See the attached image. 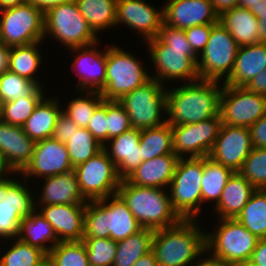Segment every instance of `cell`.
<instances>
[{"mask_svg": "<svg viewBox=\"0 0 266 266\" xmlns=\"http://www.w3.org/2000/svg\"><path fill=\"white\" fill-rule=\"evenodd\" d=\"M258 0H237V7L250 10Z\"/></svg>", "mask_w": 266, "mask_h": 266, "instance_id": "62", "label": "cell"}, {"mask_svg": "<svg viewBox=\"0 0 266 266\" xmlns=\"http://www.w3.org/2000/svg\"><path fill=\"white\" fill-rule=\"evenodd\" d=\"M253 147L266 149V115L249 127Z\"/></svg>", "mask_w": 266, "mask_h": 266, "instance_id": "50", "label": "cell"}, {"mask_svg": "<svg viewBox=\"0 0 266 266\" xmlns=\"http://www.w3.org/2000/svg\"><path fill=\"white\" fill-rule=\"evenodd\" d=\"M70 162L75 168L99 153L103 146L93 137L87 128L79 127L65 143Z\"/></svg>", "mask_w": 266, "mask_h": 266, "instance_id": "41", "label": "cell"}, {"mask_svg": "<svg viewBox=\"0 0 266 266\" xmlns=\"http://www.w3.org/2000/svg\"><path fill=\"white\" fill-rule=\"evenodd\" d=\"M253 148L249 128L222 124L208 156L239 172Z\"/></svg>", "mask_w": 266, "mask_h": 266, "instance_id": "19", "label": "cell"}, {"mask_svg": "<svg viewBox=\"0 0 266 266\" xmlns=\"http://www.w3.org/2000/svg\"><path fill=\"white\" fill-rule=\"evenodd\" d=\"M236 219L257 238H265L266 189H256Z\"/></svg>", "mask_w": 266, "mask_h": 266, "instance_id": "38", "label": "cell"}, {"mask_svg": "<svg viewBox=\"0 0 266 266\" xmlns=\"http://www.w3.org/2000/svg\"><path fill=\"white\" fill-rule=\"evenodd\" d=\"M27 182L19 175L7 187L5 197L0 202V241L17 238L21 220L36 209L35 194L29 187L33 184Z\"/></svg>", "mask_w": 266, "mask_h": 266, "instance_id": "16", "label": "cell"}, {"mask_svg": "<svg viewBox=\"0 0 266 266\" xmlns=\"http://www.w3.org/2000/svg\"><path fill=\"white\" fill-rule=\"evenodd\" d=\"M215 24L197 25L184 30L187 41L190 43L193 51L200 56L205 50L206 44L209 40L212 27Z\"/></svg>", "mask_w": 266, "mask_h": 266, "instance_id": "48", "label": "cell"}, {"mask_svg": "<svg viewBox=\"0 0 266 266\" xmlns=\"http://www.w3.org/2000/svg\"><path fill=\"white\" fill-rule=\"evenodd\" d=\"M46 90L36 82L10 71L0 75V104L29 95H46Z\"/></svg>", "mask_w": 266, "mask_h": 266, "instance_id": "40", "label": "cell"}, {"mask_svg": "<svg viewBox=\"0 0 266 266\" xmlns=\"http://www.w3.org/2000/svg\"><path fill=\"white\" fill-rule=\"evenodd\" d=\"M204 157L179 158L168 191L173 209L182 219L201 214V182Z\"/></svg>", "mask_w": 266, "mask_h": 266, "instance_id": "9", "label": "cell"}, {"mask_svg": "<svg viewBox=\"0 0 266 266\" xmlns=\"http://www.w3.org/2000/svg\"><path fill=\"white\" fill-rule=\"evenodd\" d=\"M256 17L258 16V12H266V0H258L254 7L249 10Z\"/></svg>", "mask_w": 266, "mask_h": 266, "instance_id": "61", "label": "cell"}, {"mask_svg": "<svg viewBox=\"0 0 266 266\" xmlns=\"http://www.w3.org/2000/svg\"><path fill=\"white\" fill-rule=\"evenodd\" d=\"M45 41L35 42L28 45L12 46L10 50L8 71L25 77L36 82L39 86H45L41 83L38 73L43 62L41 45Z\"/></svg>", "mask_w": 266, "mask_h": 266, "instance_id": "32", "label": "cell"}, {"mask_svg": "<svg viewBox=\"0 0 266 266\" xmlns=\"http://www.w3.org/2000/svg\"><path fill=\"white\" fill-rule=\"evenodd\" d=\"M53 95L44 96L22 126L25 134L35 142L53 136L58 116L62 111L61 106L64 103L58 99L59 96Z\"/></svg>", "mask_w": 266, "mask_h": 266, "instance_id": "28", "label": "cell"}, {"mask_svg": "<svg viewBox=\"0 0 266 266\" xmlns=\"http://www.w3.org/2000/svg\"><path fill=\"white\" fill-rule=\"evenodd\" d=\"M246 266H266V237L258 240Z\"/></svg>", "mask_w": 266, "mask_h": 266, "instance_id": "51", "label": "cell"}, {"mask_svg": "<svg viewBox=\"0 0 266 266\" xmlns=\"http://www.w3.org/2000/svg\"><path fill=\"white\" fill-rule=\"evenodd\" d=\"M11 241L14 242L11 243ZM1 243L5 245L1 247ZM0 244V248L4 250L1 252L2 255L0 253V266H39L47 258V254L40 248L31 246L18 238L0 241Z\"/></svg>", "mask_w": 266, "mask_h": 266, "instance_id": "37", "label": "cell"}, {"mask_svg": "<svg viewBox=\"0 0 266 266\" xmlns=\"http://www.w3.org/2000/svg\"><path fill=\"white\" fill-rule=\"evenodd\" d=\"M74 171L80 190L88 201L117 194L122 180L114 162L104 149L88 161L76 166Z\"/></svg>", "mask_w": 266, "mask_h": 266, "instance_id": "13", "label": "cell"}, {"mask_svg": "<svg viewBox=\"0 0 266 266\" xmlns=\"http://www.w3.org/2000/svg\"><path fill=\"white\" fill-rule=\"evenodd\" d=\"M108 140L132 128L129 116L118 100H107Z\"/></svg>", "mask_w": 266, "mask_h": 266, "instance_id": "46", "label": "cell"}, {"mask_svg": "<svg viewBox=\"0 0 266 266\" xmlns=\"http://www.w3.org/2000/svg\"><path fill=\"white\" fill-rule=\"evenodd\" d=\"M44 18V40L55 39L65 49L87 46L101 40L89 27L75 0L49 8Z\"/></svg>", "mask_w": 266, "mask_h": 266, "instance_id": "8", "label": "cell"}, {"mask_svg": "<svg viewBox=\"0 0 266 266\" xmlns=\"http://www.w3.org/2000/svg\"><path fill=\"white\" fill-rule=\"evenodd\" d=\"M141 229L143 228L118 194L90 200L86 204L83 238H111L119 242Z\"/></svg>", "mask_w": 266, "mask_h": 266, "instance_id": "4", "label": "cell"}, {"mask_svg": "<svg viewBox=\"0 0 266 266\" xmlns=\"http://www.w3.org/2000/svg\"><path fill=\"white\" fill-rule=\"evenodd\" d=\"M42 179L39 181H42L43 186L41 184V188L36 187L38 190L35 191L38 193L34 191L35 206L87 204L88 200L83 196L80 190L74 170ZM39 191H41V193ZM38 196L39 198L37 199Z\"/></svg>", "mask_w": 266, "mask_h": 266, "instance_id": "24", "label": "cell"}, {"mask_svg": "<svg viewBox=\"0 0 266 266\" xmlns=\"http://www.w3.org/2000/svg\"><path fill=\"white\" fill-rule=\"evenodd\" d=\"M100 42L98 40L87 46L68 49L75 54L70 69L78 77L76 91L101 92L105 87L107 47L99 50Z\"/></svg>", "mask_w": 266, "mask_h": 266, "instance_id": "17", "label": "cell"}, {"mask_svg": "<svg viewBox=\"0 0 266 266\" xmlns=\"http://www.w3.org/2000/svg\"><path fill=\"white\" fill-rule=\"evenodd\" d=\"M28 3L33 4L44 13L51 7L68 3L72 0H27Z\"/></svg>", "mask_w": 266, "mask_h": 266, "instance_id": "56", "label": "cell"}, {"mask_svg": "<svg viewBox=\"0 0 266 266\" xmlns=\"http://www.w3.org/2000/svg\"><path fill=\"white\" fill-rule=\"evenodd\" d=\"M44 12L31 3L0 10V43L28 45L44 41Z\"/></svg>", "mask_w": 266, "mask_h": 266, "instance_id": "11", "label": "cell"}, {"mask_svg": "<svg viewBox=\"0 0 266 266\" xmlns=\"http://www.w3.org/2000/svg\"><path fill=\"white\" fill-rule=\"evenodd\" d=\"M17 238L31 246L40 248L46 254L59 243L52 225L37 209L21 220Z\"/></svg>", "mask_w": 266, "mask_h": 266, "instance_id": "31", "label": "cell"}, {"mask_svg": "<svg viewBox=\"0 0 266 266\" xmlns=\"http://www.w3.org/2000/svg\"><path fill=\"white\" fill-rule=\"evenodd\" d=\"M80 13L93 32H99L115 27L117 0H75Z\"/></svg>", "mask_w": 266, "mask_h": 266, "instance_id": "34", "label": "cell"}, {"mask_svg": "<svg viewBox=\"0 0 266 266\" xmlns=\"http://www.w3.org/2000/svg\"><path fill=\"white\" fill-rule=\"evenodd\" d=\"M139 147L143 161L165 154H175L171 125L166 122L157 127L141 130Z\"/></svg>", "mask_w": 266, "mask_h": 266, "instance_id": "35", "label": "cell"}, {"mask_svg": "<svg viewBox=\"0 0 266 266\" xmlns=\"http://www.w3.org/2000/svg\"><path fill=\"white\" fill-rule=\"evenodd\" d=\"M39 266H54L48 258H46Z\"/></svg>", "mask_w": 266, "mask_h": 266, "instance_id": "63", "label": "cell"}, {"mask_svg": "<svg viewBox=\"0 0 266 266\" xmlns=\"http://www.w3.org/2000/svg\"><path fill=\"white\" fill-rule=\"evenodd\" d=\"M10 50L11 47L0 43V75L8 71Z\"/></svg>", "mask_w": 266, "mask_h": 266, "instance_id": "57", "label": "cell"}, {"mask_svg": "<svg viewBox=\"0 0 266 266\" xmlns=\"http://www.w3.org/2000/svg\"><path fill=\"white\" fill-rule=\"evenodd\" d=\"M255 190L240 172H234L213 207L217 219H236Z\"/></svg>", "mask_w": 266, "mask_h": 266, "instance_id": "27", "label": "cell"}, {"mask_svg": "<svg viewBox=\"0 0 266 266\" xmlns=\"http://www.w3.org/2000/svg\"><path fill=\"white\" fill-rule=\"evenodd\" d=\"M44 96L29 95L0 104V120L4 123L22 127Z\"/></svg>", "mask_w": 266, "mask_h": 266, "instance_id": "43", "label": "cell"}, {"mask_svg": "<svg viewBox=\"0 0 266 266\" xmlns=\"http://www.w3.org/2000/svg\"><path fill=\"white\" fill-rule=\"evenodd\" d=\"M117 194L144 229L155 231L182 220L173 209L168 189L133 185L122 179Z\"/></svg>", "mask_w": 266, "mask_h": 266, "instance_id": "5", "label": "cell"}, {"mask_svg": "<svg viewBox=\"0 0 266 266\" xmlns=\"http://www.w3.org/2000/svg\"><path fill=\"white\" fill-rule=\"evenodd\" d=\"M107 100L96 108L86 127L93 137L103 146L108 141Z\"/></svg>", "mask_w": 266, "mask_h": 266, "instance_id": "47", "label": "cell"}, {"mask_svg": "<svg viewBox=\"0 0 266 266\" xmlns=\"http://www.w3.org/2000/svg\"><path fill=\"white\" fill-rule=\"evenodd\" d=\"M163 4V23L187 29L197 25L216 24L218 15L210 0H167Z\"/></svg>", "mask_w": 266, "mask_h": 266, "instance_id": "22", "label": "cell"}, {"mask_svg": "<svg viewBox=\"0 0 266 266\" xmlns=\"http://www.w3.org/2000/svg\"><path fill=\"white\" fill-rule=\"evenodd\" d=\"M199 223V219H182L154 231L152 251L158 266H190L206 251V231Z\"/></svg>", "mask_w": 266, "mask_h": 266, "instance_id": "3", "label": "cell"}, {"mask_svg": "<svg viewBox=\"0 0 266 266\" xmlns=\"http://www.w3.org/2000/svg\"><path fill=\"white\" fill-rule=\"evenodd\" d=\"M35 144L21 126L0 120V160L5 172L20 174L31 161Z\"/></svg>", "mask_w": 266, "mask_h": 266, "instance_id": "21", "label": "cell"}, {"mask_svg": "<svg viewBox=\"0 0 266 266\" xmlns=\"http://www.w3.org/2000/svg\"><path fill=\"white\" fill-rule=\"evenodd\" d=\"M47 258L54 266H90L83 241L59 242Z\"/></svg>", "mask_w": 266, "mask_h": 266, "instance_id": "42", "label": "cell"}, {"mask_svg": "<svg viewBox=\"0 0 266 266\" xmlns=\"http://www.w3.org/2000/svg\"><path fill=\"white\" fill-rule=\"evenodd\" d=\"M115 27L124 25L139 33L143 44L157 37L163 23V7L156 9L146 0H117Z\"/></svg>", "mask_w": 266, "mask_h": 266, "instance_id": "20", "label": "cell"}, {"mask_svg": "<svg viewBox=\"0 0 266 266\" xmlns=\"http://www.w3.org/2000/svg\"><path fill=\"white\" fill-rule=\"evenodd\" d=\"M266 115V96L245 87L224 85L220 100L222 124L249 128Z\"/></svg>", "mask_w": 266, "mask_h": 266, "instance_id": "14", "label": "cell"}, {"mask_svg": "<svg viewBox=\"0 0 266 266\" xmlns=\"http://www.w3.org/2000/svg\"><path fill=\"white\" fill-rule=\"evenodd\" d=\"M78 128L79 127L73 123L70 117L61 111L58 116L52 137L65 144L71 139V135L74 133V131H77Z\"/></svg>", "mask_w": 266, "mask_h": 266, "instance_id": "49", "label": "cell"}, {"mask_svg": "<svg viewBox=\"0 0 266 266\" xmlns=\"http://www.w3.org/2000/svg\"><path fill=\"white\" fill-rule=\"evenodd\" d=\"M221 125L219 115L198 123L171 126L174 153L179 158L208 156Z\"/></svg>", "mask_w": 266, "mask_h": 266, "instance_id": "15", "label": "cell"}, {"mask_svg": "<svg viewBox=\"0 0 266 266\" xmlns=\"http://www.w3.org/2000/svg\"><path fill=\"white\" fill-rule=\"evenodd\" d=\"M239 172L255 189H266V149L254 147Z\"/></svg>", "mask_w": 266, "mask_h": 266, "instance_id": "44", "label": "cell"}, {"mask_svg": "<svg viewBox=\"0 0 266 266\" xmlns=\"http://www.w3.org/2000/svg\"><path fill=\"white\" fill-rule=\"evenodd\" d=\"M233 173L232 169L214 161L209 156L204 157L201 182V211L204 210V208L202 209L204 203L212 202L213 206H215L219 202L223 188Z\"/></svg>", "mask_w": 266, "mask_h": 266, "instance_id": "33", "label": "cell"}, {"mask_svg": "<svg viewBox=\"0 0 266 266\" xmlns=\"http://www.w3.org/2000/svg\"><path fill=\"white\" fill-rule=\"evenodd\" d=\"M216 226L205 232L206 251L230 266H246L259 238L237 219H218Z\"/></svg>", "mask_w": 266, "mask_h": 266, "instance_id": "6", "label": "cell"}, {"mask_svg": "<svg viewBox=\"0 0 266 266\" xmlns=\"http://www.w3.org/2000/svg\"><path fill=\"white\" fill-rule=\"evenodd\" d=\"M140 133L141 130L131 128L103 145L121 179H125L143 162L139 147Z\"/></svg>", "mask_w": 266, "mask_h": 266, "instance_id": "25", "label": "cell"}, {"mask_svg": "<svg viewBox=\"0 0 266 266\" xmlns=\"http://www.w3.org/2000/svg\"><path fill=\"white\" fill-rule=\"evenodd\" d=\"M90 266H112L117 242L111 238H83Z\"/></svg>", "mask_w": 266, "mask_h": 266, "instance_id": "45", "label": "cell"}, {"mask_svg": "<svg viewBox=\"0 0 266 266\" xmlns=\"http://www.w3.org/2000/svg\"><path fill=\"white\" fill-rule=\"evenodd\" d=\"M154 230L141 229L134 235L117 242L112 266H132L141 256L152 251Z\"/></svg>", "mask_w": 266, "mask_h": 266, "instance_id": "36", "label": "cell"}, {"mask_svg": "<svg viewBox=\"0 0 266 266\" xmlns=\"http://www.w3.org/2000/svg\"><path fill=\"white\" fill-rule=\"evenodd\" d=\"M219 23L232 35L239 47L259 42V22L248 9L235 7L219 17Z\"/></svg>", "mask_w": 266, "mask_h": 266, "instance_id": "30", "label": "cell"}, {"mask_svg": "<svg viewBox=\"0 0 266 266\" xmlns=\"http://www.w3.org/2000/svg\"><path fill=\"white\" fill-rule=\"evenodd\" d=\"M144 44L148 46L146 51L150 54L147 57L153 62L154 74L151 78L157 79L163 86L171 85V82L179 84L200 79L197 71L199 56L187 41L183 29L162 23L157 37Z\"/></svg>", "mask_w": 266, "mask_h": 266, "instance_id": "1", "label": "cell"}, {"mask_svg": "<svg viewBox=\"0 0 266 266\" xmlns=\"http://www.w3.org/2000/svg\"><path fill=\"white\" fill-rule=\"evenodd\" d=\"M5 171L3 170V168H2V163H1V160H0V175L2 174V173H4Z\"/></svg>", "mask_w": 266, "mask_h": 266, "instance_id": "64", "label": "cell"}, {"mask_svg": "<svg viewBox=\"0 0 266 266\" xmlns=\"http://www.w3.org/2000/svg\"><path fill=\"white\" fill-rule=\"evenodd\" d=\"M166 89V122L171 126L198 123L220 115L223 83L198 79Z\"/></svg>", "mask_w": 266, "mask_h": 266, "instance_id": "2", "label": "cell"}, {"mask_svg": "<svg viewBox=\"0 0 266 266\" xmlns=\"http://www.w3.org/2000/svg\"><path fill=\"white\" fill-rule=\"evenodd\" d=\"M50 222L59 242L83 241L86 204L35 206Z\"/></svg>", "mask_w": 266, "mask_h": 266, "instance_id": "23", "label": "cell"}, {"mask_svg": "<svg viewBox=\"0 0 266 266\" xmlns=\"http://www.w3.org/2000/svg\"><path fill=\"white\" fill-rule=\"evenodd\" d=\"M136 58L117 44L107 47L106 82L100 92L104 100H119L151 79L146 65Z\"/></svg>", "mask_w": 266, "mask_h": 266, "instance_id": "7", "label": "cell"}, {"mask_svg": "<svg viewBox=\"0 0 266 266\" xmlns=\"http://www.w3.org/2000/svg\"><path fill=\"white\" fill-rule=\"evenodd\" d=\"M214 12L220 17L223 13L237 7V0H210Z\"/></svg>", "mask_w": 266, "mask_h": 266, "instance_id": "54", "label": "cell"}, {"mask_svg": "<svg viewBox=\"0 0 266 266\" xmlns=\"http://www.w3.org/2000/svg\"><path fill=\"white\" fill-rule=\"evenodd\" d=\"M75 98H69L62 111L67 114L75 125L86 128L96 108L103 102L104 98L96 91H75ZM79 94V95H78ZM72 99V100H71Z\"/></svg>", "mask_w": 266, "mask_h": 266, "instance_id": "39", "label": "cell"}, {"mask_svg": "<svg viewBox=\"0 0 266 266\" xmlns=\"http://www.w3.org/2000/svg\"><path fill=\"white\" fill-rule=\"evenodd\" d=\"M253 93L266 96V68L256 75L246 86Z\"/></svg>", "mask_w": 266, "mask_h": 266, "instance_id": "52", "label": "cell"}, {"mask_svg": "<svg viewBox=\"0 0 266 266\" xmlns=\"http://www.w3.org/2000/svg\"><path fill=\"white\" fill-rule=\"evenodd\" d=\"M166 88L151 78L118 100L126 110L132 128L143 130L166 123Z\"/></svg>", "mask_w": 266, "mask_h": 266, "instance_id": "10", "label": "cell"}, {"mask_svg": "<svg viewBox=\"0 0 266 266\" xmlns=\"http://www.w3.org/2000/svg\"><path fill=\"white\" fill-rule=\"evenodd\" d=\"M178 160L176 154L145 160L125 180L133 185L168 189Z\"/></svg>", "mask_w": 266, "mask_h": 266, "instance_id": "26", "label": "cell"}, {"mask_svg": "<svg viewBox=\"0 0 266 266\" xmlns=\"http://www.w3.org/2000/svg\"><path fill=\"white\" fill-rule=\"evenodd\" d=\"M238 49L232 35L219 22L216 23L198 58L199 78L224 83L232 73Z\"/></svg>", "mask_w": 266, "mask_h": 266, "instance_id": "12", "label": "cell"}, {"mask_svg": "<svg viewBox=\"0 0 266 266\" xmlns=\"http://www.w3.org/2000/svg\"><path fill=\"white\" fill-rule=\"evenodd\" d=\"M27 2V0H0V10L8 7L23 5Z\"/></svg>", "mask_w": 266, "mask_h": 266, "instance_id": "60", "label": "cell"}, {"mask_svg": "<svg viewBox=\"0 0 266 266\" xmlns=\"http://www.w3.org/2000/svg\"><path fill=\"white\" fill-rule=\"evenodd\" d=\"M265 68L266 43H257L239 47L232 73L223 84L235 87H245Z\"/></svg>", "mask_w": 266, "mask_h": 266, "instance_id": "29", "label": "cell"}, {"mask_svg": "<svg viewBox=\"0 0 266 266\" xmlns=\"http://www.w3.org/2000/svg\"><path fill=\"white\" fill-rule=\"evenodd\" d=\"M74 170L66 145L53 137L37 141L29 164L20 173L24 179L35 180Z\"/></svg>", "mask_w": 266, "mask_h": 266, "instance_id": "18", "label": "cell"}, {"mask_svg": "<svg viewBox=\"0 0 266 266\" xmlns=\"http://www.w3.org/2000/svg\"><path fill=\"white\" fill-rule=\"evenodd\" d=\"M256 18L259 22V42L266 43V12H258Z\"/></svg>", "mask_w": 266, "mask_h": 266, "instance_id": "59", "label": "cell"}, {"mask_svg": "<svg viewBox=\"0 0 266 266\" xmlns=\"http://www.w3.org/2000/svg\"><path fill=\"white\" fill-rule=\"evenodd\" d=\"M190 266H230V265H228L221 259L213 257L207 251H204Z\"/></svg>", "mask_w": 266, "mask_h": 266, "instance_id": "53", "label": "cell"}, {"mask_svg": "<svg viewBox=\"0 0 266 266\" xmlns=\"http://www.w3.org/2000/svg\"><path fill=\"white\" fill-rule=\"evenodd\" d=\"M132 266H158L155 254L153 251L141 256Z\"/></svg>", "mask_w": 266, "mask_h": 266, "instance_id": "58", "label": "cell"}, {"mask_svg": "<svg viewBox=\"0 0 266 266\" xmlns=\"http://www.w3.org/2000/svg\"><path fill=\"white\" fill-rule=\"evenodd\" d=\"M16 172H4L0 175V202L5 197L7 187L19 176Z\"/></svg>", "mask_w": 266, "mask_h": 266, "instance_id": "55", "label": "cell"}]
</instances>
